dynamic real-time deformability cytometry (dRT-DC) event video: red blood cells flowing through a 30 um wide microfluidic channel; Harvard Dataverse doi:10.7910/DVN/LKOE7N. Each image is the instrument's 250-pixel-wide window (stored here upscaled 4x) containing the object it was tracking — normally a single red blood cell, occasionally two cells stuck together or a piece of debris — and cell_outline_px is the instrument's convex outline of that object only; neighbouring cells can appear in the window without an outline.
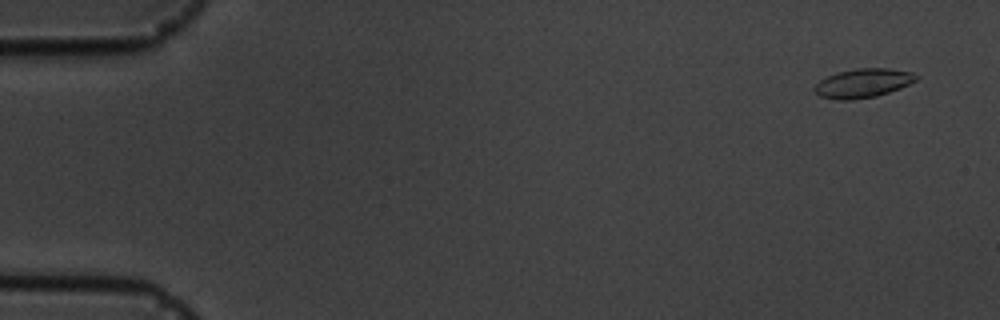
{"species": "common noctule bat (a hibernating species)", "species_latin": "Nyctalus noctula", "temperature_condition": "cold", "stored_images_in_passage": 5, "camera_frame_rate_fps": 3000, "um_per_image_px": 0.085, "animal": {"sex": "male", "body_mass_g": 19.5, "forearm_length_mm": 54.6}, "frame": {"image": 1, "passage_image": 1, "time_ms": 0.0, "image_size_px": [1000, 320], "cell_outline_px": [[920, 76], [916, 80], [900, 88], [876, 96], [852, 100], [840, 100], [820, 96], [812, 88], [820, 80], [836, 72], [856, 68], [888, 68], [912, 72]], "centroid_in_image_um": [73.35, 7.06], "position_along_channel_um": 11.6, "area_um2": 17.17}}
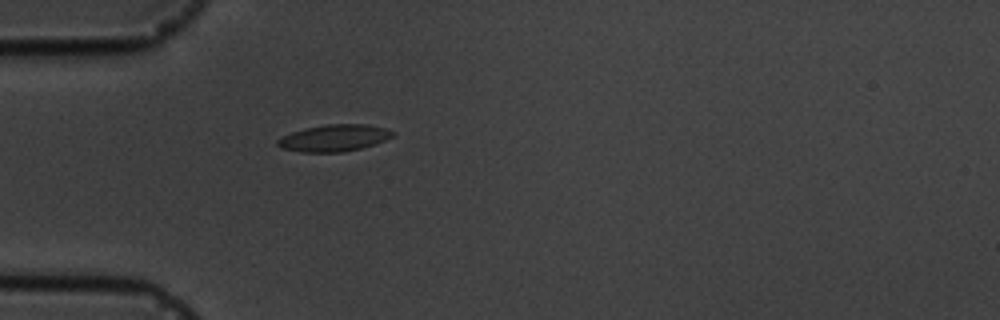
{"frame": {"image": 2, "passage_image": 5, "time_ms": 4.667, "image_size_px": [1000, 320], "cell_outline_px": [[396, 132], [392, 136], [376, 144], [344, 152], [300, 152], [280, 148], [276, 144], [276, 140], [292, 132], [304, 128], [324, 124], [368, 124], [388, 128]], "centroid_in_image_um": [28.41, 11.72], "position_along_channel_um": 56.6, "area_um2": 18.15}}